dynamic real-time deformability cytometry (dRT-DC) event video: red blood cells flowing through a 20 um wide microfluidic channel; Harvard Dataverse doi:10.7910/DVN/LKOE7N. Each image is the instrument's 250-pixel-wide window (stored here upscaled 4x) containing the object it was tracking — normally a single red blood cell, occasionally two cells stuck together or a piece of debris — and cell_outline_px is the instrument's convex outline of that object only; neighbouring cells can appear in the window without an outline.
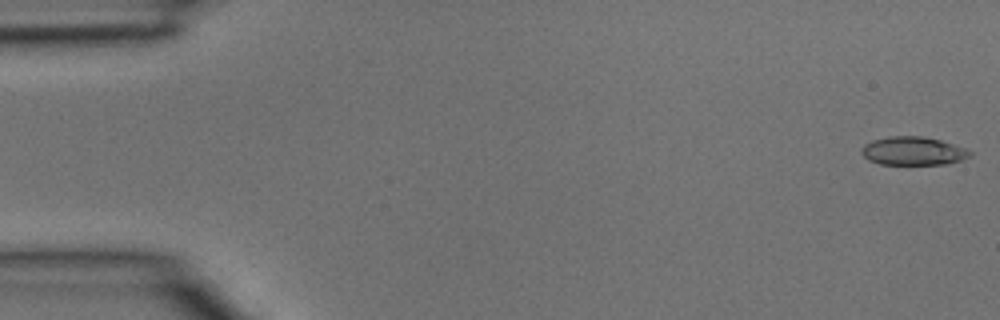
{"species": "common noctule bat (a hibernating species)", "species_latin": "Nyctalus noctula", "temperature_condition": "room temperature", "stored_images_in_passage": 39, "camera_frame_rate_fps": 3000, "um_per_image_px": 0.085, "animal": {"sex": "male", "body_mass_g": 15.6}, "frame": {"image": 1, "passage_image": 1, "time_ms": 0.0, "image_size_px": [1000, 320], "cell_outline_px": [[972, 156], [948, 164], [880, 164], [868, 160], [860, 152], [860, 148], [864, 144], [872, 140], [888, 136], [924, 136], [940, 140], [964, 148], [972, 152]], "centroid_in_image_um": [77.58, 12.83], "position_along_channel_um": 7.4, "area_um2": 18.03}}
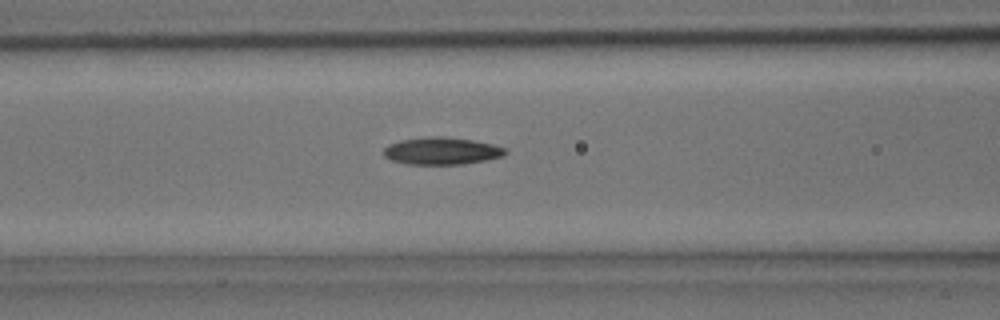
{"frame": {"image": 2, "passage_image": 16, "time_ms": 5.0, "image_size_px": [1000, 320], "cell_outline_px": [[508, 152], [500, 156], [488, 160], [464, 164], [408, 164], [392, 160], [384, 156], [384, 148], [388, 144], [400, 140], [428, 136], [444, 136], [472, 140], [492, 144], [508, 148]], "centroid_in_image_um": [37.55, 12.82], "position_along_channel_um": 129.0, "area_um2": 19.42}}
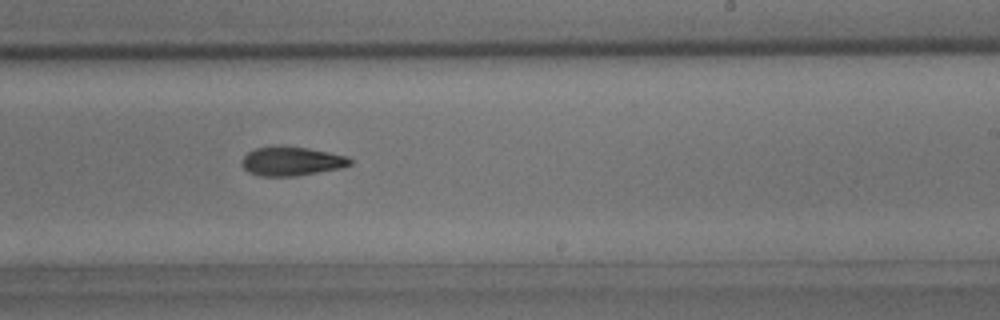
{"frame": {"image": 3, "passage_image": 24, "time_ms": 7.667, "image_size_px": [1000, 320], "cell_outline_px": [[352, 164], [344, 168], [296, 176], [260, 176], [248, 172], [240, 164], [240, 160], [248, 152], [256, 148], [276, 144], [308, 148], [328, 152], [344, 156], [352, 160]], "centroid_in_image_um": [24.75, 13.69], "position_along_channel_um": 264.3, "area_um2": 18.67}}